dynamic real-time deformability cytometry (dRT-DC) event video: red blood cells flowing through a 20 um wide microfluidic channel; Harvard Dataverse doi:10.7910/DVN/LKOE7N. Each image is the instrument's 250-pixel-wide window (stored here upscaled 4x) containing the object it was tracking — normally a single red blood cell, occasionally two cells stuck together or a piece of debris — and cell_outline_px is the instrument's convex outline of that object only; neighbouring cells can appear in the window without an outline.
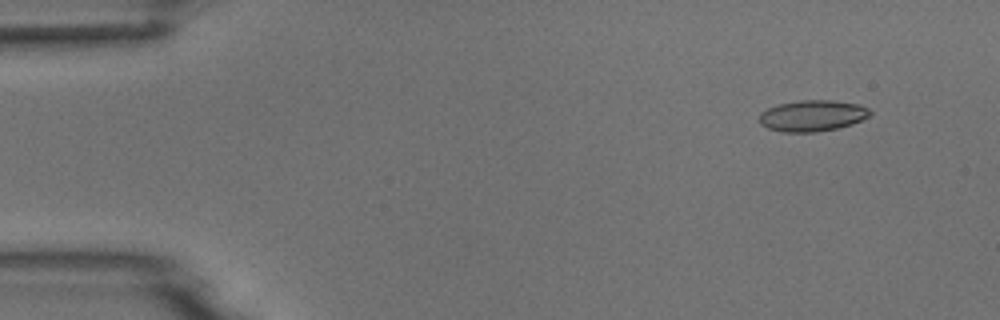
{"species": "common noctule bat (a hibernating species)", "species_latin": "Nyctalus noctula", "temperature_condition": "room temperature", "stored_images_in_passage": 7, "camera_frame_rate_fps": 3000, "um_per_image_px": 0.085, "animal": {"sex": "male", "body_mass_g": 18.8}, "frame": {"image": 1, "passage_image": 1, "time_ms": 0.0, "image_size_px": [1000, 320], "cell_outline_px": [[872, 112], [868, 116], [852, 124], [836, 128], [816, 132], [784, 132], [768, 128], [760, 124], [760, 112], [768, 108], [780, 104], [800, 100], [832, 100], [856, 104], [868, 108]], "centroid_in_image_um": [69.03, 9.83], "position_along_channel_um": 16.0, "area_um2": 19.88}}
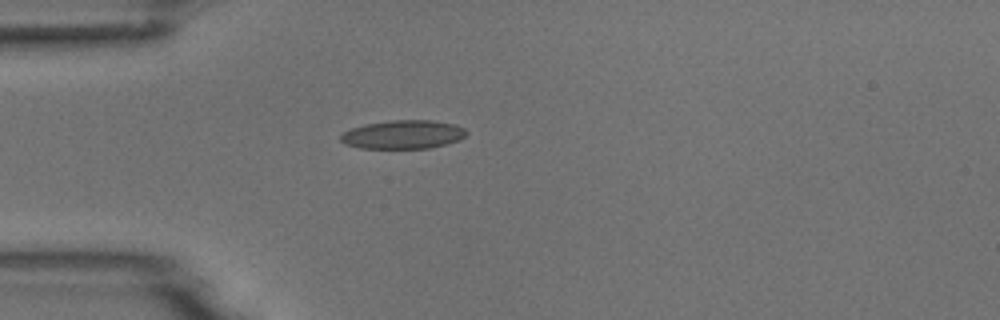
{"frame": {"image": 2, "passage_image": 4, "time_ms": 3.333, "image_size_px": [1000, 320], "cell_outline_px": [[468, 132], [460, 140], [428, 148], [360, 148], [348, 144], [340, 140], [340, 136], [344, 132], [352, 128], [364, 124], [392, 120], [432, 120], [452, 124], [464, 128]], "centroid_in_image_um": [34.27, 11.43], "position_along_channel_um": 50.7, "area_um2": 20.75}}